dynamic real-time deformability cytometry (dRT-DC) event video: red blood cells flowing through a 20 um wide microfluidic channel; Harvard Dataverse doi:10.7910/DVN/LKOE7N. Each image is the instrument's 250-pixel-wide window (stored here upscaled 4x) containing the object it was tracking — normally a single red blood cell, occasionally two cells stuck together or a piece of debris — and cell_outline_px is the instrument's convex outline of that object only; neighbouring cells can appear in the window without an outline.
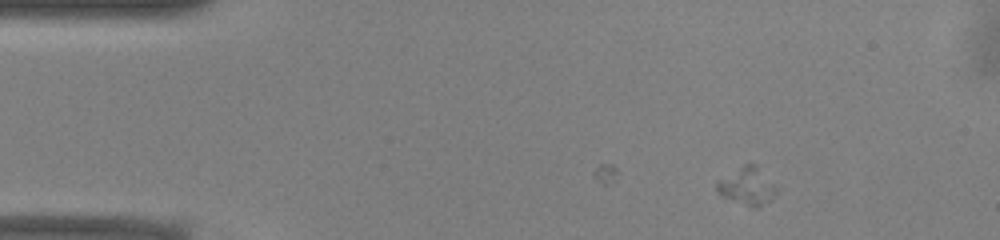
{"species": "common noctule bat (a hibernating species)", "species_latin": "Nyctalus noctula", "temperature_condition": "warm", "stored_images_in_passage": 4, "camera_frame_rate_fps": 3000, "um_per_image_px": 0.085, "animal": {"sex": "male", "body_mass_g": 13.0, "forearm_length_mm": 53.1}, "frame": {"image": 1, "passage_image": 4, "time_ms": 1.0, "image_size_px": [1000, 240], "cell_outline_px": [[776, 192], [768, 200], [756, 208], [752, 208], [724, 196], [716, 192], [716, 184], [720, 180], [744, 164], [756, 164], [776, 188]], "centroid_in_image_um": [63.49, 15.83], "position_along_channel_um": 21.5, "area_um2": 12.37}}